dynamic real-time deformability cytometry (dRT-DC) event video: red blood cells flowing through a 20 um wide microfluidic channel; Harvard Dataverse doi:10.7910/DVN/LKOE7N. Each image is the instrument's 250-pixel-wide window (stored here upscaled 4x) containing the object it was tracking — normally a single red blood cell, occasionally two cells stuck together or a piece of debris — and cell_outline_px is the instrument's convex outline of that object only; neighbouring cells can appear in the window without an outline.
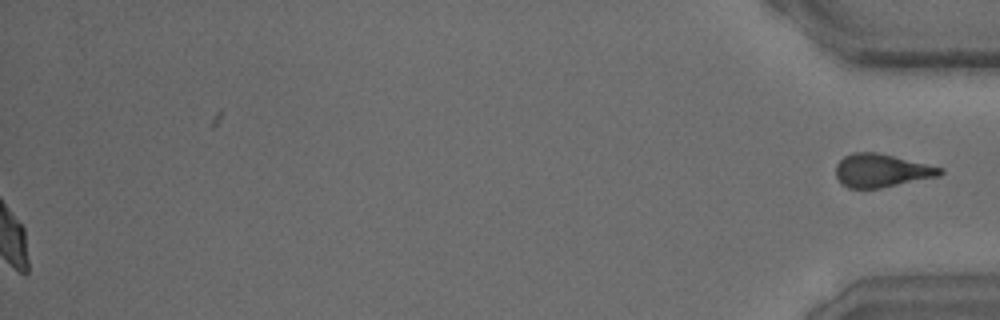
{"species": "common noctule bat (a hibernating species)", "species_latin": "Nyctalus noctula", "temperature_condition": "warm", "stored_images_in_passage": 43, "segment_of_instrument_passage": [2, 2], "camera_frame_rate_fps": 3000, "um_per_image_px": 0.085, "animal": {"sex": "male", "body_mass_g": 15.6}, "frame": {"image": 1, "passage_image": 43, "time_ms": 14.0, "image_size_px": [1000, 320], "cell_outline_px": [[944, 172], [940, 176], [880, 188], [848, 188], [836, 176], [836, 164], [844, 156], [852, 152], [876, 152], [944, 168]], "centroid_in_image_um": [74.94, 14.49], "position_along_channel_um": 360.3, "area_um2": 20.06}}